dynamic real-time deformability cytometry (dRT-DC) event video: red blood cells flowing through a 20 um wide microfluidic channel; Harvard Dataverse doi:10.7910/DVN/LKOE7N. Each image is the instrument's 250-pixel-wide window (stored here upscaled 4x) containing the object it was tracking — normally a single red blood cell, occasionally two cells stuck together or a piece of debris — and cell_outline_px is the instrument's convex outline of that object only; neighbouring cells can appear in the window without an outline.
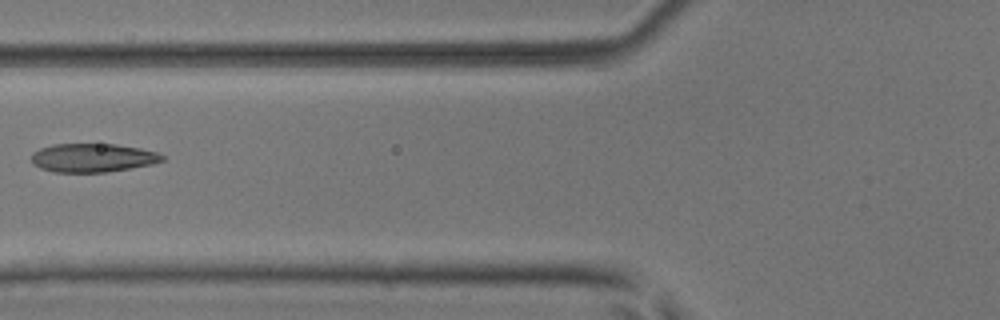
{"species": "common noctule bat (a hibernating species)", "species_latin": "Nyctalus noctula", "temperature_condition": "room temperature", "stored_images_in_passage": 6, "camera_frame_rate_fps": 3000, "um_per_image_px": 0.085, "animal": {"sex": "male", "body_mass_g": 17.9, "forearm_length_mm": 54.2}, "frame": {"image": 1, "passage_image": 6, "time_ms": 1.667, "image_size_px": [1000, 320], "cell_outline_px": [[164, 160], [152, 164], [108, 172], [52, 172], [40, 168], [32, 164], [32, 152], [40, 148], [52, 144], [116, 144], [140, 148], [156, 152], [164, 156]], "centroid_in_image_um": [7.85, 13.41], "position_along_channel_um": 117.9, "area_um2": 21.91}}